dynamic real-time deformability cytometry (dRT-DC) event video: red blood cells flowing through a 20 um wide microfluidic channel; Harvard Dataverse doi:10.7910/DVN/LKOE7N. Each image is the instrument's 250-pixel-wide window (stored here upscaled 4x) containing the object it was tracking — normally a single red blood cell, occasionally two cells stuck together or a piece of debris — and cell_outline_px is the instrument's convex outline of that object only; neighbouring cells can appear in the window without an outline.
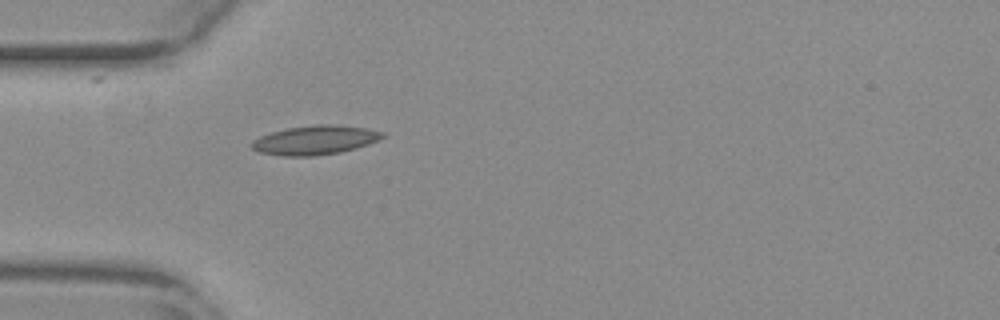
{"species": "common noctule bat (a hibernating species)", "species_latin": "Nyctalus noctula", "temperature_condition": "warm", "stored_images_in_passage": 38, "camera_frame_rate_fps": 3000, "um_per_image_px": 0.085, "animal": {"sex": "female", "body_mass_g": 29.2, "forearm_length_mm": 56.3}, "frame": {"image": 1, "passage_image": 1, "time_ms": 0.0, "image_size_px": [1000, 320], "cell_outline_px": [[384, 136], [380, 140], [356, 148], [340, 152], [312, 156], [284, 156], [260, 152], [252, 148], [248, 144], [252, 140], [260, 136], [272, 132], [288, 128], [316, 124], [336, 124], [364, 128], [384, 132]], "centroid_in_image_um": [26.77, 11.9], "position_along_channel_um": 58.2, "area_um2": 22.2}}
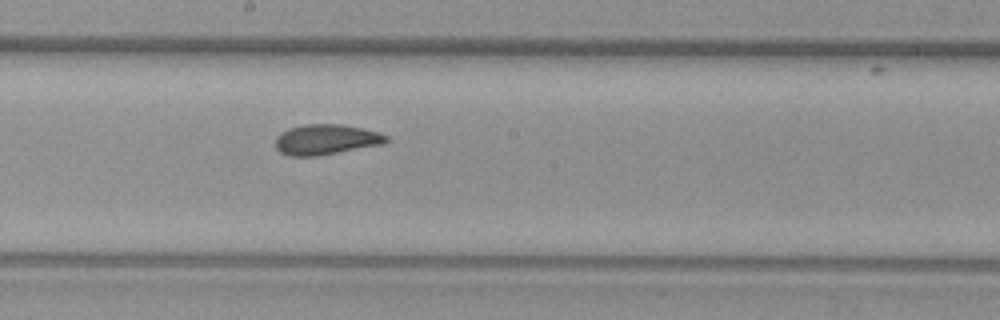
{"frame": {"image": 2, "passage_image": 14, "time_ms": 4.333, "image_size_px": [1000, 320], "cell_outline_px": [[388, 140], [384, 144], [316, 156], [288, 156], [280, 152], [276, 148], [276, 136], [280, 132], [288, 128], [304, 124], [340, 124], [364, 128], [388, 136]], "centroid_in_image_um": [27.68, 11.85], "position_along_channel_um": 220.5, "area_um2": 19.65}}
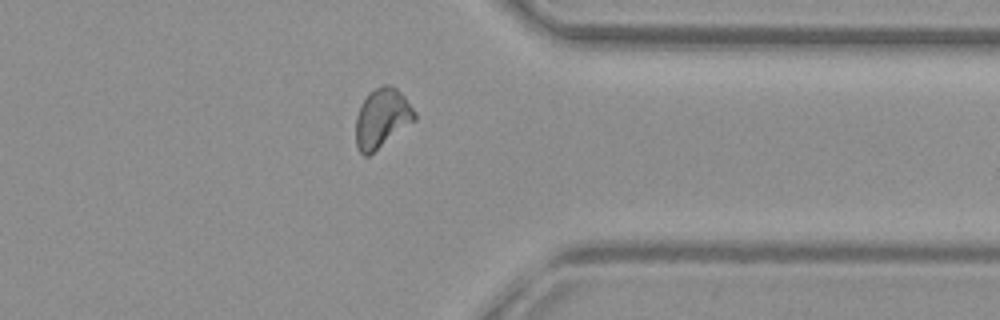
{"frame": {"image": 3, "passage_image": 27, "time_ms": 8.667, "image_size_px": [1000, 320], "cell_outline_px": [[416, 120], [368, 156], [364, 156], [356, 148], [356, 116], [360, 104], [368, 92], [384, 84], [388, 84], [396, 88], [404, 96], [416, 112]], "centroid_in_image_um": [32.45, 10.04], "position_along_channel_um": 379.0, "area_um2": 20.4}, "authors_computed_cell_mechanics": {"area_um2": 19.5942, "velocity_mm_per_s": 3.8337, "shape_relaxation_time_tau1_ms": null, "shape_relaxation_time_tau2_ms": 1.6729, "deformation_change_tau1": null, "deformation_change_tau2": 0.0736}}